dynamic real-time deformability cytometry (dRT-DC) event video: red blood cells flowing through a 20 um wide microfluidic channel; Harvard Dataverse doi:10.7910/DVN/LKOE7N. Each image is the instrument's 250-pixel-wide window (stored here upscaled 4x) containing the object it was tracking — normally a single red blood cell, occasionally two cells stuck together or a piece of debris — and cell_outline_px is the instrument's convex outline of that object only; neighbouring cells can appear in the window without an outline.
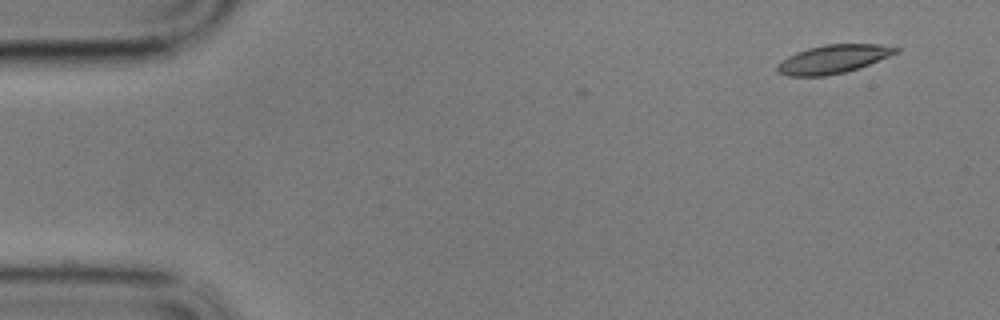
{"species": "common noctule bat (a hibernating species)", "species_latin": "Nyctalus noctula", "temperature_condition": "cold", "stored_images_in_passage": 55, "camera_frame_rate_fps": 3000, "um_per_image_px": 0.085, "animal": {"sex": "male", "body_mass_g": 17.9}, "frame": {"image": 1, "passage_image": 1, "time_ms": 0.0, "image_size_px": [1000, 320], "cell_outline_px": [[900, 52], [868, 64], [844, 72], [824, 76], [784, 76], [776, 72], [776, 64], [788, 56], [796, 52], [808, 48], [824, 44], [880, 44], [900, 48]], "centroid_in_image_um": [70.77, 5.02], "position_along_channel_um": 14.2, "area_um2": 19.71}}
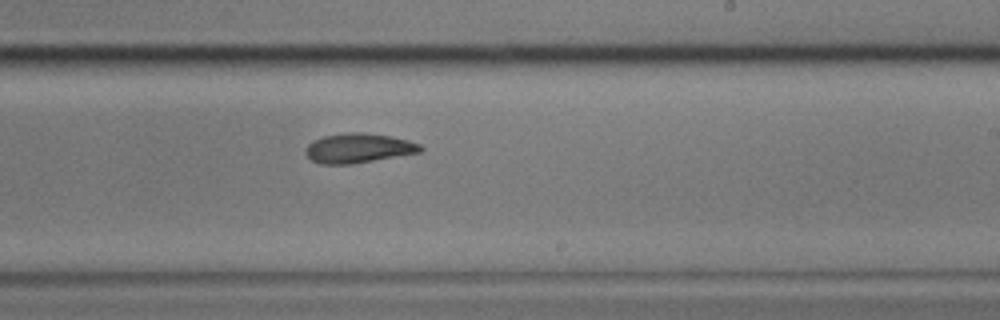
{"frame": {"image": 2, "passage_image": 32, "time_ms": 10.333, "image_size_px": [1000, 320], "cell_outline_px": [[424, 148], [420, 152], [352, 164], [320, 164], [312, 160], [304, 152], [308, 144], [312, 140], [324, 136], [344, 132], [364, 132], [388, 136], [408, 140], [420, 144]], "centroid_in_image_um": [30.44, 12.58], "position_along_channel_um": 258.6, "area_um2": 19.77}}
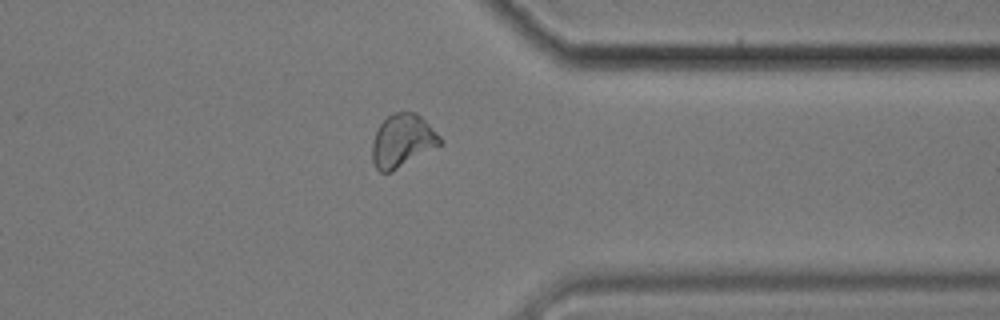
{"frame": {"image": 3, "passage_image": 43, "time_ms": 14.0, "image_size_px": [1000, 320], "cell_outline_px": [[444, 144], [392, 172], [380, 172], [376, 168], [372, 160], [372, 140], [380, 124], [388, 116], [396, 112], [416, 112], [444, 140]], "centroid_in_image_um": [34.22, 11.99], "position_along_channel_um": 377.2, "area_um2": 21.1}, "authors_computed_cell_mechanics": {"area_um2": 20.4034, "velocity_mm_per_s": 3.3967, "shape_relaxation_time_tau1_ms": 3.9023, "shape_relaxation_time_tau2_ms": 3.4131, "deformation_change_tau1": 0.1294, "deformation_change_tau2": 0.0871}}